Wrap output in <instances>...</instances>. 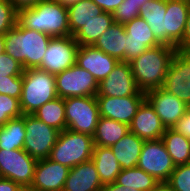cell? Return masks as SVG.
<instances>
[{"instance_id":"6da1fadb","label":"cell","mask_w":190,"mask_h":191,"mask_svg":"<svg viewBox=\"0 0 190 191\" xmlns=\"http://www.w3.org/2000/svg\"><path fill=\"white\" fill-rule=\"evenodd\" d=\"M17 22L51 37L70 35L67 6L55 0H41L32 7L17 10Z\"/></svg>"},{"instance_id":"7a4b0ae2","label":"cell","mask_w":190,"mask_h":191,"mask_svg":"<svg viewBox=\"0 0 190 191\" xmlns=\"http://www.w3.org/2000/svg\"><path fill=\"white\" fill-rule=\"evenodd\" d=\"M177 48L160 44L148 48L131 60L130 66L135 83L140 91L147 92L163 86L172 58Z\"/></svg>"},{"instance_id":"3957f363","label":"cell","mask_w":190,"mask_h":191,"mask_svg":"<svg viewBox=\"0 0 190 191\" xmlns=\"http://www.w3.org/2000/svg\"><path fill=\"white\" fill-rule=\"evenodd\" d=\"M52 37L22 27L18 22L5 34V52L17 60L24 70L39 68Z\"/></svg>"},{"instance_id":"277c9868","label":"cell","mask_w":190,"mask_h":191,"mask_svg":"<svg viewBox=\"0 0 190 191\" xmlns=\"http://www.w3.org/2000/svg\"><path fill=\"white\" fill-rule=\"evenodd\" d=\"M20 108L23 115L33 114L48 101L58 97L55 74L39 68L23 71Z\"/></svg>"},{"instance_id":"5b68a950","label":"cell","mask_w":190,"mask_h":191,"mask_svg":"<svg viewBox=\"0 0 190 191\" xmlns=\"http://www.w3.org/2000/svg\"><path fill=\"white\" fill-rule=\"evenodd\" d=\"M94 146L92 136L65 129L59 133L49 159L71 169L91 160Z\"/></svg>"},{"instance_id":"8992f818","label":"cell","mask_w":190,"mask_h":191,"mask_svg":"<svg viewBox=\"0 0 190 191\" xmlns=\"http://www.w3.org/2000/svg\"><path fill=\"white\" fill-rule=\"evenodd\" d=\"M99 117L96 96L65 99L66 129L93 136Z\"/></svg>"},{"instance_id":"52a82bcc","label":"cell","mask_w":190,"mask_h":191,"mask_svg":"<svg viewBox=\"0 0 190 191\" xmlns=\"http://www.w3.org/2000/svg\"><path fill=\"white\" fill-rule=\"evenodd\" d=\"M25 131L23 149L37 160L49 158L60 131L42 122L33 114L25 115Z\"/></svg>"},{"instance_id":"ba28073f","label":"cell","mask_w":190,"mask_h":191,"mask_svg":"<svg viewBox=\"0 0 190 191\" xmlns=\"http://www.w3.org/2000/svg\"><path fill=\"white\" fill-rule=\"evenodd\" d=\"M37 161L24 149H0V177L8 178L28 190Z\"/></svg>"},{"instance_id":"9c48e42d","label":"cell","mask_w":190,"mask_h":191,"mask_svg":"<svg viewBox=\"0 0 190 191\" xmlns=\"http://www.w3.org/2000/svg\"><path fill=\"white\" fill-rule=\"evenodd\" d=\"M137 167L153 176L160 183H166L176 165L167 152L162 139L145 141Z\"/></svg>"},{"instance_id":"30bf717a","label":"cell","mask_w":190,"mask_h":191,"mask_svg":"<svg viewBox=\"0 0 190 191\" xmlns=\"http://www.w3.org/2000/svg\"><path fill=\"white\" fill-rule=\"evenodd\" d=\"M58 97L96 96L98 82L89 71L82 69L76 63L70 68L55 74Z\"/></svg>"},{"instance_id":"8fae6325","label":"cell","mask_w":190,"mask_h":191,"mask_svg":"<svg viewBox=\"0 0 190 191\" xmlns=\"http://www.w3.org/2000/svg\"><path fill=\"white\" fill-rule=\"evenodd\" d=\"M79 48L73 36L52 37L39 69L52 74L62 72L76 63Z\"/></svg>"},{"instance_id":"7c38bea8","label":"cell","mask_w":190,"mask_h":191,"mask_svg":"<svg viewBox=\"0 0 190 191\" xmlns=\"http://www.w3.org/2000/svg\"><path fill=\"white\" fill-rule=\"evenodd\" d=\"M161 88L190 104V52L176 51Z\"/></svg>"},{"instance_id":"4fadbf2b","label":"cell","mask_w":190,"mask_h":191,"mask_svg":"<svg viewBox=\"0 0 190 191\" xmlns=\"http://www.w3.org/2000/svg\"><path fill=\"white\" fill-rule=\"evenodd\" d=\"M145 95L135 83L129 62L119 61L112 72L98 84L96 96L125 97Z\"/></svg>"},{"instance_id":"5bb4252c","label":"cell","mask_w":190,"mask_h":191,"mask_svg":"<svg viewBox=\"0 0 190 191\" xmlns=\"http://www.w3.org/2000/svg\"><path fill=\"white\" fill-rule=\"evenodd\" d=\"M100 117L130 125L137 113L145 95H131L125 97L96 96Z\"/></svg>"},{"instance_id":"9a60e30c","label":"cell","mask_w":190,"mask_h":191,"mask_svg":"<svg viewBox=\"0 0 190 191\" xmlns=\"http://www.w3.org/2000/svg\"><path fill=\"white\" fill-rule=\"evenodd\" d=\"M126 31L125 62L140 56L148 48L161 43L155 38L150 26L140 16L124 24Z\"/></svg>"},{"instance_id":"2e32d148","label":"cell","mask_w":190,"mask_h":191,"mask_svg":"<svg viewBox=\"0 0 190 191\" xmlns=\"http://www.w3.org/2000/svg\"><path fill=\"white\" fill-rule=\"evenodd\" d=\"M70 168L49 158L37 161L28 191H63Z\"/></svg>"},{"instance_id":"e0dca14e","label":"cell","mask_w":190,"mask_h":191,"mask_svg":"<svg viewBox=\"0 0 190 191\" xmlns=\"http://www.w3.org/2000/svg\"><path fill=\"white\" fill-rule=\"evenodd\" d=\"M145 99L152 105L166 128H172L185 114L187 104L162 88L149 90Z\"/></svg>"},{"instance_id":"ac0fdd59","label":"cell","mask_w":190,"mask_h":191,"mask_svg":"<svg viewBox=\"0 0 190 191\" xmlns=\"http://www.w3.org/2000/svg\"><path fill=\"white\" fill-rule=\"evenodd\" d=\"M119 61L93 46H79L76 64L89 71L98 84L114 69Z\"/></svg>"},{"instance_id":"d6986e66","label":"cell","mask_w":190,"mask_h":191,"mask_svg":"<svg viewBox=\"0 0 190 191\" xmlns=\"http://www.w3.org/2000/svg\"><path fill=\"white\" fill-rule=\"evenodd\" d=\"M190 12L189 0H167L165 14L166 44L181 50V40Z\"/></svg>"},{"instance_id":"ffe728a7","label":"cell","mask_w":190,"mask_h":191,"mask_svg":"<svg viewBox=\"0 0 190 191\" xmlns=\"http://www.w3.org/2000/svg\"><path fill=\"white\" fill-rule=\"evenodd\" d=\"M166 127L152 105L145 99L139 106L136 115L129 125V131L136 134L144 141L162 138Z\"/></svg>"},{"instance_id":"44dd1931","label":"cell","mask_w":190,"mask_h":191,"mask_svg":"<svg viewBox=\"0 0 190 191\" xmlns=\"http://www.w3.org/2000/svg\"><path fill=\"white\" fill-rule=\"evenodd\" d=\"M103 186L91 159L69 170L63 191H101Z\"/></svg>"},{"instance_id":"7402d4cb","label":"cell","mask_w":190,"mask_h":191,"mask_svg":"<svg viewBox=\"0 0 190 191\" xmlns=\"http://www.w3.org/2000/svg\"><path fill=\"white\" fill-rule=\"evenodd\" d=\"M126 39L124 24L114 22L92 46L118 61H125Z\"/></svg>"},{"instance_id":"603a6c76","label":"cell","mask_w":190,"mask_h":191,"mask_svg":"<svg viewBox=\"0 0 190 191\" xmlns=\"http://www.w3.org/2000/svg\"><path fill=\"white\" fill-rule=\"evenodd\" d=\"M144 142L136 134L128 131L124 137L110 147L122 169L137 167Z\"/></svg>"},{"instance_id":"cb8c5ba5","label":"cell","mask_w":190,"mask_h":191,"mask_svg":"<svg viewBox=\"0 0 190 191\" xmlns=\"http://www.w3.org/2000/svg\"><path fill=\"white\" fill-rule=\"evenodd\" d=\"M167 0H150L140 7L139 16L150 26L155 38L166 44L165 14Z\"/></svg>"},{"instance_id":"d4e9b609","label":"cell","mask_w":190,"mask_h":191,"mask_svg":"<svg viewBox=\"0 0 190 191\" xmlns=\"http://www.w3.org/2000/svg\"><path fill=\"white\" fill-rule=\"evenodd\" d=\"M91 159L103 185L116 181L122 168L110 147L95 145Z\"/></svg>"},{"instance_id":"484cf974","label":"cell","mask_w":190,"mask_h":191,"mask_svg":"<svg viewBox=\"0 0 190 191\" xmlns=\"http://www.w3.org/2000/svg\"><path fill=\"white\" fill-rule=\"evenodd\" d=\"M129 131L127 124L113 119L99 117L93 140L97 146L111 147Z\"/></svg>"},{"instance_id":"4316f807","label":"cell","mask_w":190,"mask_h":191,"mask_svg":"<svg viewBox=\"0 0 190 191\" xmlns=\"http://www.w3.org/2000/svg\"><path fill=\"white\" fill-rule=\"evenodd\" d=\"M70 35L73 36L94 17L103 13V10L92 0H79L67 6Z\"/></svg>"},{"instance_id":"83f0119b","label":"cell","mask_w":190,"mask_h":191,"mask_svg":"<svg viewBox=\"0 0 190 191\" xmlns=\"http://www.w3.org/2000/svg\"><path fill=\"white\" fill-rule=\"evenodd\" d=\"M113 23V15L103 12L77 31L73 38L79 46H92Z\"/></svg>"},{"instance_id":"f1b7e54d","label":"cell","mask_w":190,"mask_h":191,"mask_svg":"<svg viewBox=\"0 0 190 191\" xmlns=\"http://www.w3.org/2000/svg\"><path fill=\"white\" fill-rule=\"evenodd\" d=\"M174 164L190 163V140L172 128H166L161 138Z\"/></svg>"},{"instance_id":"f546056e","label":"cell","mask_w":190,"mask_h":191,"mask_svg":"<svg viewBox=\"0 0 190 191\" xmlns=\"http://www.w3.org/2000/svg\"><path fill=\"white\" fill-rule=\"evenodd\" d=\"M25 137V115L11 119L0 127V149H23Z\"/></svg>"},{"instance_id":"4dcf8cb0","label":"cell","mask_w":190,"mask_h":191,"mask_svg":"<svg viewBox=\"0 0 190 191\" xmlns=\"http://www.w3.org/2000/svg\"><path fill=\"white\" fill-rule=\"evenodd\" d=\"M33 115L60 132L66 129L65 99L56 97L38 108Z\"/></svg>"},{"instance_id":"1f68e13d","label":"cell","mask_w":190,"mask_h":191,"mask_svg":"<svg viewBox=\"0 0 190 191\" xmlns=\"http://www.w3.org/2000/svg\"><path fill=\"white\" fill-rule=\"evenodd\" d=\"M115 182L139 191H151L160 183L153 176L138 167L122 169Z\"/></svg>"},{"instance_id":"d6a6232c","label":"cell","mask_w":190,"mask_h":191,"mask_svg":"<svg viewBox=\"0 0 190 191\" xmlns=\"http://www.w3.org/2000/svg\"><path fill=\"white\" fill-rule=\"evenodd\" d=\"M19 99L0 94V127L11 119L22 117Z\"/></svg>"},{"instance_id":"836d02e7","label":"cell","mask_w":190,"mask_h":191,"mask_svg":"<svg viewBox=\"0 0 190 191\" xmlns=\"http://www.w3.org/2000/svg\"><path fill=\"white\" fill-rule=\"evenodd\" d=\"M166 184L170 191H190V163L176 166Z\"/></svg>"},{"instance_id":"e575fe53","label":"cell","mask_w":190,"mask_h":191,"mask_svg":"<svg viewBox=\"0 0 190 191\" xmlns=\"http://www.w3.org/2000/svg\"><path fill=\"white\" fill-rule=\"evenodd\" d=\"M17 22V9L9 0H0V34H6Z\"/></svg>"},{"instance_id":"d590c367","label":"cell","mask_w":190,"mask_h":191,"mask_svg":"<svg viewBox=\"0 0 190 191\" xmlns=\"http://www.w3.org/2000/svg\"><path fill=\"white\" fill-rule=\"evenodd\" d=\"M22 86V75L0 77V94H6L20 100L22 94Z\"/></svg>"},{"instance_id":"8d00e7d4","label":"cell","mask_w":190,"mask_h":191,"mask_svg":"<svg viewBox=\"0 0 190 191\" xmlns=\"http://www.w3.org/2000/svg\"><path fill=\"white\" fill-rule=\"evenodd\" d=\"M140 9L132 3L124 0L123 3L113 12L114 22L125 24L139 16Z\"/></svg>"},{"instance_id":"74e56055","label":"cell","mask_w":190,"mask_h":191,"mask_svg":"<svg viewBox=\"0 0 190 191\" xmlns=\"http://www.w3.org/2000/svg\"><path fill=\"white\" fill-rule=\"evenodd\" d=\"M23 71L22 65L6 52L0 55V77L20 76Z\"/></svg>"},{"instance_id":"f35d334b","label":"cell","mask_w":190,"mask_h":191,"mask_svg":"<svg viewBox=\"0 0 190 191\" xmlns=\"http://www.w3.org/2000/svg\"><path fill=\"white\" fill-rule=\"evenodd\" d=\"M172 129L190 140V104H187L185 114L177 121Z\"/></svg>"},{"instance_id":"ab89813d","label":"cell","mask_w":190,"mask_h":191,"mask_svg":"<svg viewBox=\"0 0 190 191\" xmlns=\"http://www.w3.org/2000/svg\"><path fill=\"white\" fill-rule=\"evenodd\" d=\"M96 5H98L103 12H108L113 14L117 7H119L124 0H92Z\"/></svg>"},{"instance_id":"60d3db41","label":"cell","mask_w":190,"mask_h":191,"mask_svg":"<svg viewBox=\"0 0 190 191\" xmlns=\"http://www.w3.org/2000/svg\"><path fill=\"white\" fill-rule=\"evenodd\" d=\"M0 191H24V189L16 182L0 177Z\"/></svg>"},{"instance_id":"b9f144b4","label":"cell","mask_w":190,"mask_h":191,"mask_svg":"<svg viewBox=\"0 0 190 191\" xmlns=\"http://www.w3.org/2000/svg\"><path fill=\"white\" fill-rule=\"evenodd\" d=\"M181 51L190 52V12L186 20L183 39L181 40Z\"/></svg>"},{"instance_id":"7bdbcfd3","label":"cell","mask_w":190,"mask_h":191,"mask_svg":"<svg viewBox=\"0 0 190 191\" xmlns=\"http://www.w3.org/2000/svg\"><path fill=\"white\" fill-rule=\"evenodd\" d=\"M41 0H9V2L17 9L32 7Z\"/></svg>"},{"instance_id":"ee69618b","label":"cell","mask_w":190,"mask_h":191,"mask_svg":"<svg viewBox=\"0 0 190 191\" xmlns=\"http://www.w3.org/2000/svg\"><path fill=\"white\" fill-rule=\"evenodd\" d=\"M101 191H139V190H136L135 188H130L128 186L124 187L114 182V183L105 184L103 188L101 189Z\"/></svg>"},{"instance_id":"f6af8a7d","label":"cell","mask_w":190,"mask_h":191,"mask_svg":"<svg viewBox=\"0 0 190 191\" xmlns=\"http://www.w3.org/2000/svg\"><path fill=\"white\" fill-rule=\"evenodd\" d=\"M151 191H170L169 186L166 183H159L153 190Z\"/></svg>"},{"instance_id":"bcb514c9","label":"cell","mask_w":190,"mask_h":191,"mask_svg":"<svg viewBox=\"0 0 190 191\" xmlns=\"http://www.w3.org/2000/svg\"><path fill=\"white\" fill-rule=\"evenodd\" d=\"M147 1L150 0H127V2L132 3L133 5H135L136 7H138L140 9V7L145 4Z\"/></svg>"},{"instance_id":"7dc6e473","label":"cell","mask_w":190,"mask_h":191,"mask_svg":"<svg viewBox=\"0 0 190 191\" xmlns=\"http://www.w3.org/2000/svg\"><path fill=\"white\" fill-rule=\"evenodd\" d=\"M5 34H0V55L5 52Z\"/></svg>"},{"instance_id":"c3c4849f","label":"cell","mask_w":190,"mask_h":191,"mask_svg":"<svg viewBox=\"0 0 190 191\" xmlns=\"http://www.w3.org/2000/svg\"><path fill=\"white\" fill-rule=\"evenodd\" d=\"M55 1H58L65 6H69L70 4L76 3L79 0H55Z\"/></svg>"}]
</instances>
